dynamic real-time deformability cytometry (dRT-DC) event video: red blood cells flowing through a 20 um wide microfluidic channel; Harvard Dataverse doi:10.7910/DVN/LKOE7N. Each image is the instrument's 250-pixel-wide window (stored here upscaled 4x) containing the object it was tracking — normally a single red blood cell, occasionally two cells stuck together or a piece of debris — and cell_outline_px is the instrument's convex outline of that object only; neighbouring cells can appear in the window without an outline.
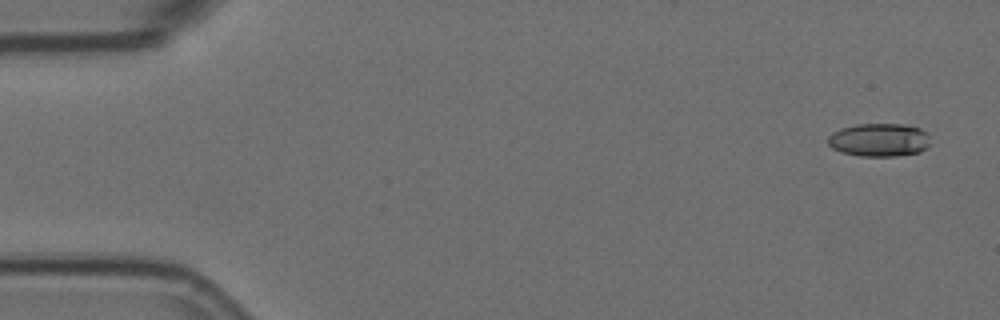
{"species": "Egyptian fruit bat (a non-hibernating species)", "species_latin": "Rousettus aegyptiacus", "temperature_condition": "room temperature", "stored_images_in_passage": 14, "camera_frame_rate_fps": 3000, "um_per_image_px": 0.085, "animal": {"sex": "female"}, "frame": {"image": 1, "passage_image": 1, "time_ms": 0.0, "image_size_px": [1000, 320], "cell_outline_px": [[928, 148], [920, 152], [896, 156], [860, 156], [840, 152], [832, 148], [828, 144], [828, 136], [832, 132], [840, 128], [856, 124], [904, 124], [920, 128], [928, 132]], "centroid_in_image_um": [74.72, 11.89], "position_along_channel_um": 10.3, "area_um2": 20.06}}
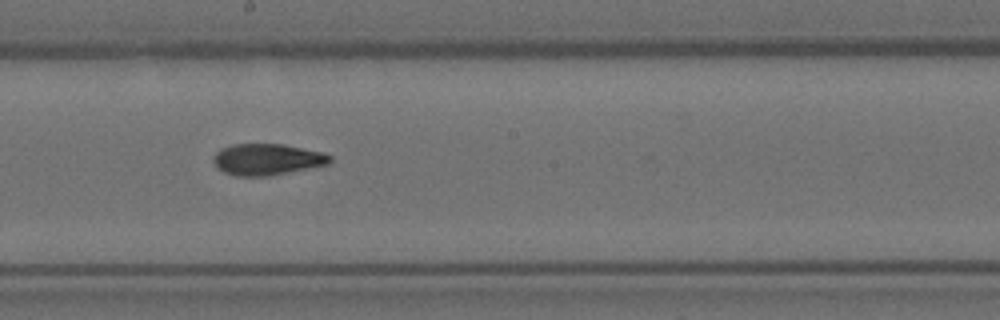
{"frame": {"image": 2, "passage_image": 8, "time_ms": 2.333, "image_size_px": [1000, 320], "cell_outline_px": [[332, 160], [328, 164], [268, 176], [236, 176], [224, 172], [216, 168], [212, 160], [216, 152], [220, 148], [232, 144], [284, 144], [324, 152], [332, 156]], "centroid_in_image_um": [22.68, 13.54], "position_along_channel_um": 225.5, "area_um2": 21.44}}
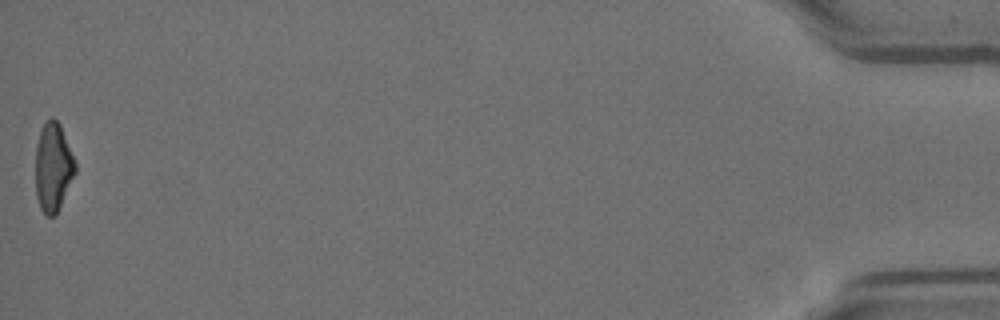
{"frame": {"image": 3, "passage_image": 14, "time_ms": 4.333, "image_size_px": [1000, 320], "cell_outline_px": [[76, 172], [56, 216], [44, 216], [40, 208], [36, 196], [36, 144], [40, 128], [52, 116], [60, 124], [76, 164]], "centroid_in_image_um": [4.51, 14.24], "position_along_channel_um": 430.7, "area_um2": 20.63}}